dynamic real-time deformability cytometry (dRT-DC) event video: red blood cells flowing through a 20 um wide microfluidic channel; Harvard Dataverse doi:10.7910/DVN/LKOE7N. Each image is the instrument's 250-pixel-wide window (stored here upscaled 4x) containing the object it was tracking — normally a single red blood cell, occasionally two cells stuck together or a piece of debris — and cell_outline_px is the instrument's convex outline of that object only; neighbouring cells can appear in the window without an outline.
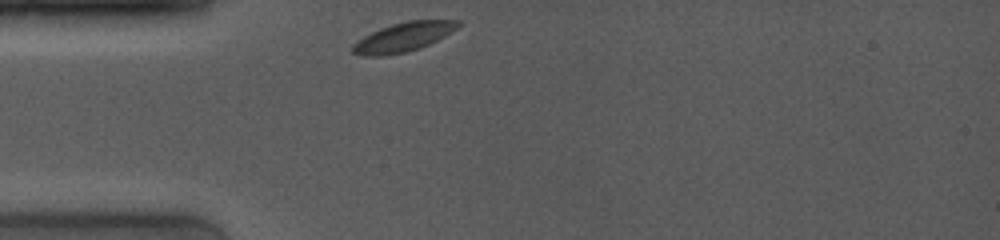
{"species": "common noctule bat (a hibernating species)", "species_latin": "Nyctalus noctula", "temperature_condition": "room temperature", "stored_images_in_passage": 11, "camera_frame_rate_fps": 4000, "um_per_image_px": 0.085, "animal": {"sex": "female", "body_mass_g": 19.0, "forearm_length_mm": 53.3}, "frame": {"image": 1, "passage_image": 1, "time_ms": 0.0, "image_size_px": [1000, 240], "cell_outline_px": [[460, 24], [452, 32], [420, 48], [408, 52], [384, 56], [360, 56], [352, 52], [352, 44], [364, 36], [380, 28], [392, 24], [408, 20], [460, 20]], "centroid_in_image_um": [34.26, 3.16], "position_along_channel_um": 50.7, "area_um2": 17.92}}
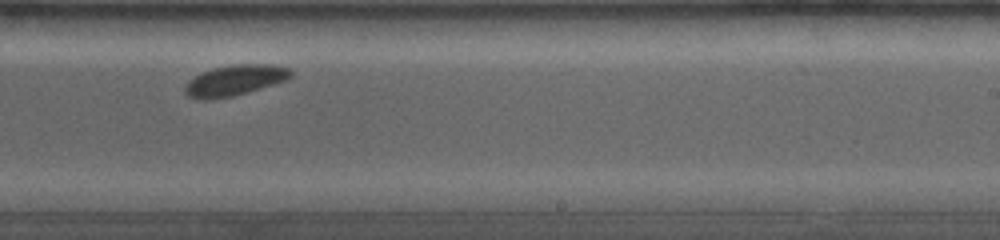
{"frame": {"image": 2, "passage_image": 7, "time_ms": 6.0, "image_size_px": [1000, 240], "cell_outline_px": [[292, 76], [284, 80], [248, 92], [232, 96], [208, 100], [196, 100], [188, 96], [184, 92], [184, 88], [188, 80], [212, 68], [232, 64], [272, 64], [288, 68], [292, 72]], "centroid_in_image_um": [19.91, 6.83], "position_along_channel_um": 269.1, "area_um2": 18.84}}
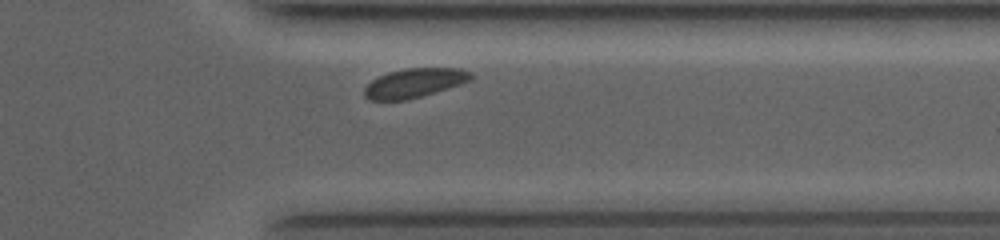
{"frame": {"image": 3, "passage_image": 10, "time_ms": 8.75, "image_size_px": [1000, 240], "cell_outline_px": [[472, 80], [448, 88], [420, 96], [404, 100], [368, 100], [364, 96], [364, 88], [372, 80], [388, 72], [408, 68], [460, 68], [472, 72]], "centroid_in_image_um": [35.23, 7.05], "position_along_channel_um": 376.2, "area_um2": 17.98}}